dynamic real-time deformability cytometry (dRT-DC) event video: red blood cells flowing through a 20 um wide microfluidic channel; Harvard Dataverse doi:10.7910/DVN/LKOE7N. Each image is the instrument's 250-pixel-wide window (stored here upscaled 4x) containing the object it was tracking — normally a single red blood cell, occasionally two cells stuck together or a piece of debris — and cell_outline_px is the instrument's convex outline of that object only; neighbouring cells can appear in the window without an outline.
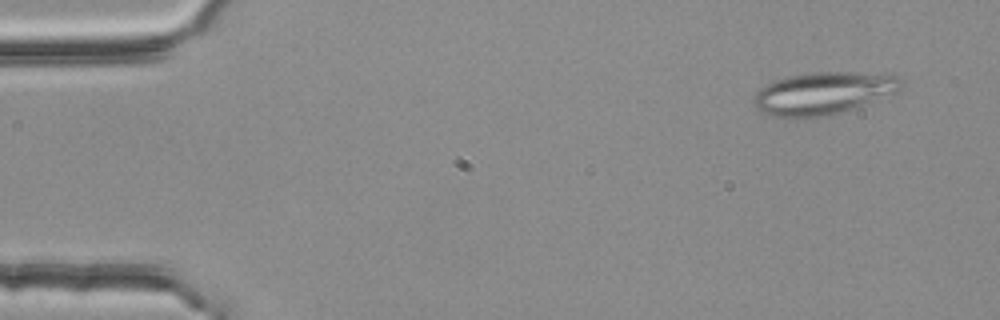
{"species": "common noctule bat (a hibernating species)", "species_latin": "Nyctalus noctula", "temperature_condition": "room temperature", "stored_images_in_passage": 5, "camera_frame_rate_fps": 3000, "um_per_image_px": 0.085, "animal": {"sex": "female", "body_mass_g": 25.1}, "frame": {"image": 1, "passage_image": 1, "time_ms": 0.0, "image_size_px": [1000, 320], "cell_outline_px": [[904, 88], [900, 92], [840, 112], [824, 116], [772, 116], [756, 108], [752, 104], [756, 92], [760, 88], [776, 80], [788, 76], [816, 72], [852, 72], [896, 76], [904, 80]], "centroid_in_image_um": [70.03, 7.9], "position_along_channel_um": 15.0, "area_um2": 35.95}}